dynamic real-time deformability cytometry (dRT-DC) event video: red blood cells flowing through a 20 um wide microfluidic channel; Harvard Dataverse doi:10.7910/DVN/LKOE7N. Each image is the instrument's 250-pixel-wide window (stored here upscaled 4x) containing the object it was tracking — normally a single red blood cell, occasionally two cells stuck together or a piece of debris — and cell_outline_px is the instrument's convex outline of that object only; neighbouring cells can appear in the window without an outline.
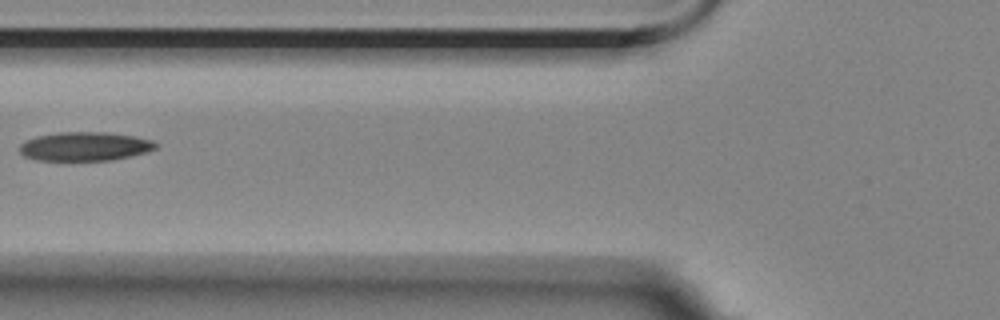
{"species": "Egyptian fruit bat (a non-hibernating species)", "species_latin": "Rousettus aegyptiacus", "temperature_condition": "room temperature", "stored_images_in_passage": 5, "camera_frame_rate_fps": 3000, "um_per_image_px": 0.085, "animal": {"sex": "female"}, "frame": {"image": 1, "passage_image": 4, "time_ms": 3.333, "image_size_px": [1000, 320], "cell_outline_px": [[160, 144], [156, 148], [148, 152], [112, 160], [36, 160], [24, 156], [20, 152], [20, 144], [24, 140], [36, 136], [60, 132], [104, 132], [136, 136], [152, 140]], "centroid_in_image_um": [7.23, 12.44], "position_along_channel_um": 118.6, "area_um2": 23.06}}
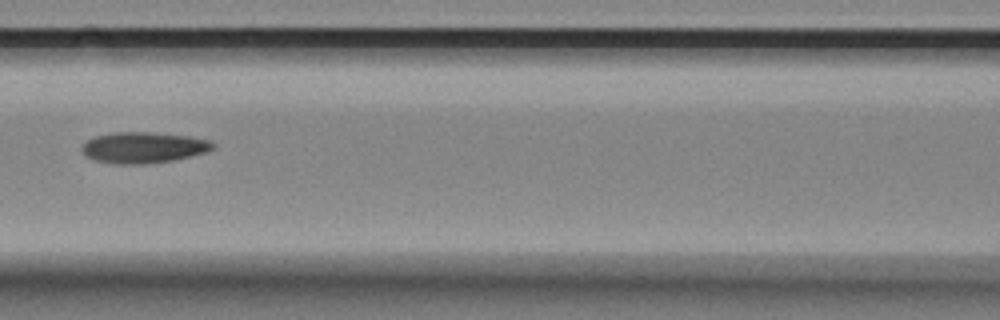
{"frame": {"image": 2, "passage_image": 5, "time_ms": 4.333, "image_size_px": [1000, 320], "cell_outline_px": [[216, 144], [212, 148], [204, 152], [176, 160], [144, 164], [112, 164], [92, 160], [84, 156], [80, 148], [88, 140], [96, 136], [112, 132], [152, 132], [188, 136], [208, 140]], "centroid_in_image_um": [12.13, 12.55], "position_along_channel_um": 154.5, "area_um2": 23.81}}